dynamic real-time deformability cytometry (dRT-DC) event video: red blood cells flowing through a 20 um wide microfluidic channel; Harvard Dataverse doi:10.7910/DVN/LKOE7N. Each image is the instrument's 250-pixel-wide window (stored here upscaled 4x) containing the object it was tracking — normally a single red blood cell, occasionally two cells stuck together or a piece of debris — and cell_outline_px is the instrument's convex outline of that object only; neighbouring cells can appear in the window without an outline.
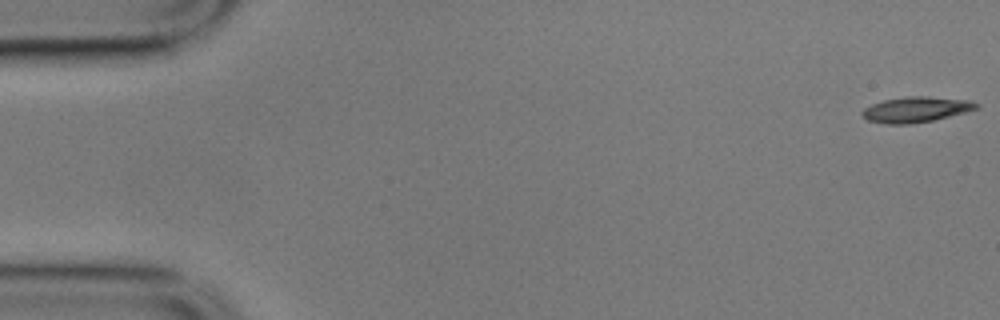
{"species": "common noctule bat (a hibernating species)", "species_latin": "Nyctalus noctula", "temperature_condition": "cold", "stored_images_in_passage": 58, "camera_frame_rate_fps": 3000, "um_per_image_px": 0.085, "animal": {"sex": "male", "body_mass_g": 17.9}, "frame": {"image": 1, "passage_image": 1, "time_ms": 0.0, "image_size_px": [1000, 320], "cell_outline_px": [[980, 108], [932, 120], [908, 124], [888, 124], [868, 120], [860, 112], [864, 108], [872, 104], [884, 100], [908, 96], [928, 96], [972, 100], [980, 104]], "centroid_in_image_um": [77.89, 9.29], "position_along_channel_um": 7.1, "area_um2": 16.88}}
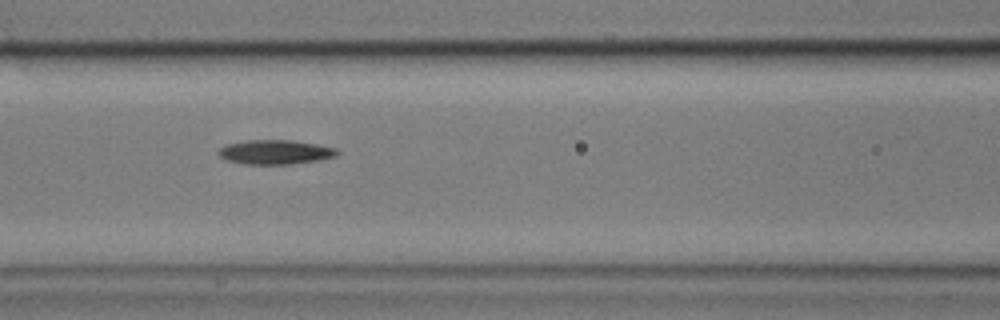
{"frame": {"image": 2, "passage_image": 24, "time_ms": 7.667, "image_size_px": [1000, 320], "cell_outline_px": [[340, 152], [336, 156], [320, 160], [292, 164], [244, 164], [224, 160], [216, 152], [220, 148], [228, 144], [244, 140], [292, 140], [316, 144], [336, 148]], "centroid_in_image_um": [23.39, 12.93], "position_along_channel_um": 143.2, "area_um2": 16.99}}
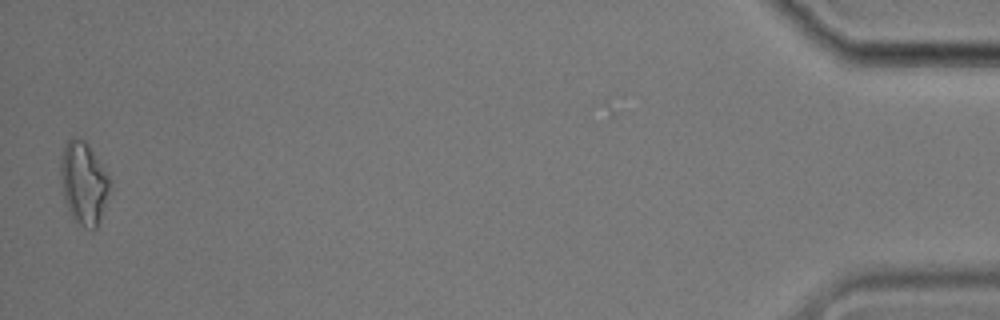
{"frame": {"image": 3, "passage_image": 57, "time_ms": 18.667, "image_size_px": [1000, 320], "cell_outline_px": [[112, 184], [96, 228], [92, 232], [84, 228], [72, 216], [68, 208], [64, 196], [60, 172], [60, 164], [64, 148], [68, 140], [72, 136], [84, 140], [88, 144], [108, 176]], "centroid_in_image_um": [7.12, 15.56], "position_along_channel_um": 428.1, "area_um2": 23.24}, "authors_computed_cell_mechanics": {"area_um2": 17.2533, "velocity_mm_per_s": 3.521, "shape_relaxation_time_tau1_ms": 3.1999, "shape_relaxation_time_tau2_ms": null, "deformation_change_tau1": 0.1394, "deformation_change_tau2": null}}